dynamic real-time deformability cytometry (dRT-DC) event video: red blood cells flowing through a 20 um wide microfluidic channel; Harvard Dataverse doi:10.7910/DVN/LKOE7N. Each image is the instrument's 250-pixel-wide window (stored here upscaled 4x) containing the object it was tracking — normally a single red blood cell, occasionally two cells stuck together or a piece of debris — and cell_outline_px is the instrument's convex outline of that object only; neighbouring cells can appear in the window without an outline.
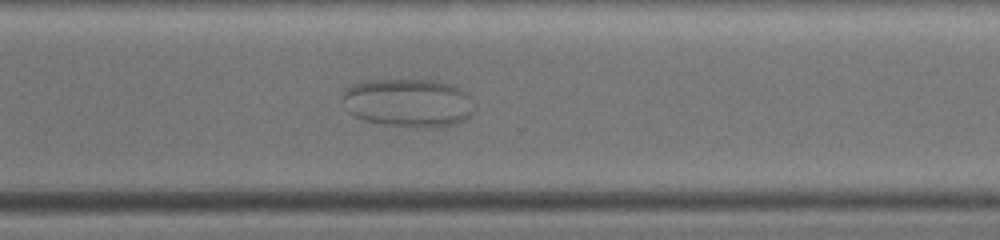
{"species": "common noctule bat (a hibernating species)", "species_latin": "Nyctalus noctula", "temperature_condition": "warm", "stored_images_in_passage": 28, "segment_of_instrument_passage": [2, 2], "camera_frame_rate_fps": 3000, "um_per_image_px": 0.085, "animal": {"sex": "female", "body_mass_g": 19.0, "forearm_length_mm": 51.5}, "frame": {"image": 1, "passage_image": 28, "time_ms": 9.0, "image_size_px": [1000, 240], "cell_outline_px": [[476, 108], [468, 120], [456, 124], [384, 124], [364, 120], [352, 116], [348, 112], [472, 108]], "centroid_in_image_um": [35.44, 9.89], "position_along_channel_um": 335.2, "area_um2": 11.16}}